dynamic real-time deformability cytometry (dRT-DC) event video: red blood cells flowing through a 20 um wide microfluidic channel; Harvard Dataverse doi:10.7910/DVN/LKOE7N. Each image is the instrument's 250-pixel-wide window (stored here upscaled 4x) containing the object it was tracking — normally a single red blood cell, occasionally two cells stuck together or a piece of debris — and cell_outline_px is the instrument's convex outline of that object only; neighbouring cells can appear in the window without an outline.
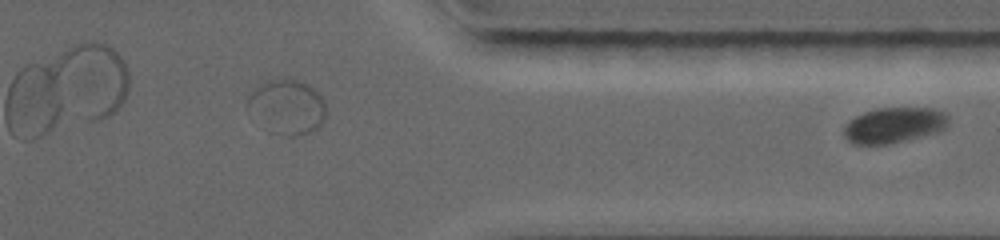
{"species": "common noctule bat (a hibernating species)", "species_latin": "Nyctalus noctula", "temperature_condition": "warm", "stored_images_in_passage": 19, "segment_of_instrument_passage": [2, 2], "camera_frame_rate_fps": 5000, "um_per_image_px": 0.085, "animal": {"sex": "female", "body_mass_g": 19.0, "forearm_length_mm": 56.7}, "frame": {"image": 1, "passage_image": 19, "time_ms": 10.2, "image_size_px": [1000, 240], "cell_outline_px": [[952, 120], [940, 132], [888, 144], [852, 144], [844, 140], [844, 128], [856, 116], [864, 112], [876, 108], [936, 108], [944, 112]], "centroid_in_image_um": [76.03, 10.64], "position_along_channel_um": 335.4, "area_um2": 21.85}}